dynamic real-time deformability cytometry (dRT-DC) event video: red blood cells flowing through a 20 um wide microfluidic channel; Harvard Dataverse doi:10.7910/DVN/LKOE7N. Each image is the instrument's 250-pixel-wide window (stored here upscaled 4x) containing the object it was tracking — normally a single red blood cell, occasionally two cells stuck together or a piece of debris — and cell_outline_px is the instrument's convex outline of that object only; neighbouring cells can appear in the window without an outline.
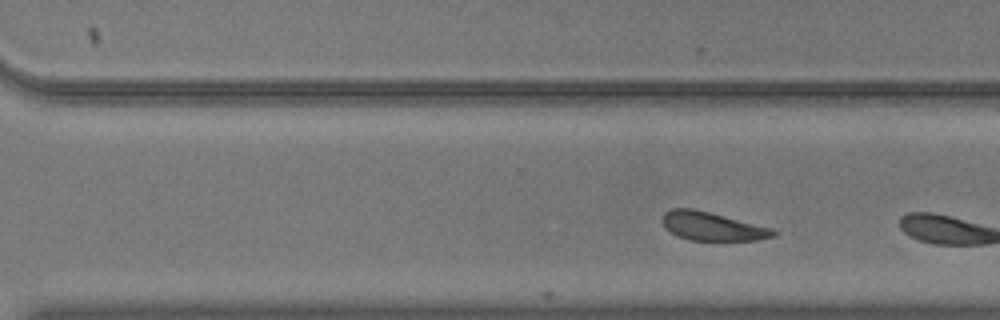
{"species": "common noctule bat (a hibernating species)", "species_latin": "Nyctalus noctula", "temperature_condition": "warm", "stored_images_in_passage": 24, "camera_frame_rate_fps": 3000, "um_per_image_px": 0.085, "animal": {"sex": "male", "body_mass_g": 20.5, "forearm_length_mm": 52.5}, "frame": {"image": 1, "passage_image": 24, "time_ms": 7.667, "image_size_px": [1000, 320], "cell_outline_px": [[776, 236], [756, 240], [688, 240], [676, 236], [664, 224], [664, 212], [672, 208], [692, 208], [772, 228], [776, 232]], "centroid_in_image_um": [60.55, 19.24], "position_along_channel_um": 310.0, "area_um2": 18.03}}